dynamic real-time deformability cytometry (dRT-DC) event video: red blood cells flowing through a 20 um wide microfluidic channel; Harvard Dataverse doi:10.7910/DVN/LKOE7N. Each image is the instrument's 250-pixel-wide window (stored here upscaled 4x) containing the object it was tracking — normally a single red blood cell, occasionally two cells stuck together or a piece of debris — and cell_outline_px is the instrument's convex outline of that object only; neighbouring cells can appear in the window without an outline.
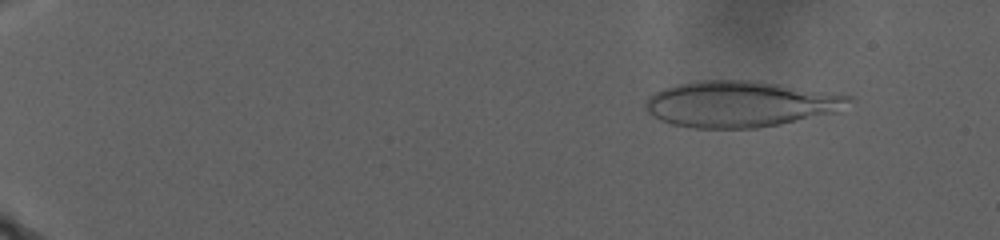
{"species": "human", "species_latin": "Homo sapiens", "temperature_condition": "warm", "stored_images_in_passage": 56, "camera_frame_rate_fps": 3000, "um_per_image_px": 0.085, "donor": {"sex": "male"}, "frame": {"image": 1, "passage_image": 11, "time_ms": 3.333, "image_size_px": [1000, 240], "cell_outline_px": [[856, 100], [840, 112], [780, 124], [756, 128], [696, 128], [672, 124], [660, 120], [648, 112], [644, 108], [644, 104], [656, 92], [664, 88], [676, 84], [696, 80], [752, 80], [852, 96]], "centroid_in_image_um": [62.97, 8.84], "position_along_channel_um": 22.0, "area_um2": 54.62}}
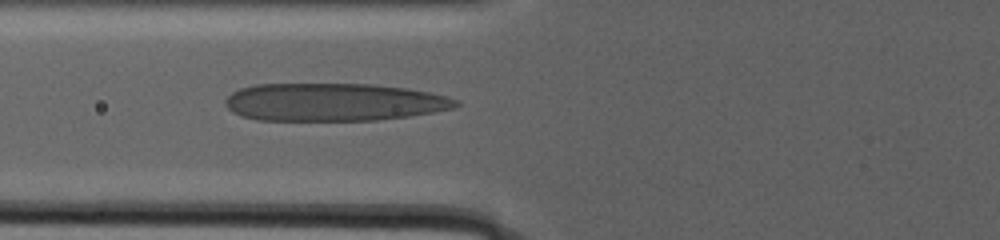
{"frame": {"image": 2, "passage_image": 42, "time_ms": 13.667, "image_size_px": [1000, 240], "cell_outline_px": [[460, 104], [456, 108], [408, 116], [376, 120], [256, 120], [240, 116], [232, 112], [224, 104], [224, 100], [232, 92], [240, 88], [256, 84], [376, 84], [408, 88], [448, 96], [460, 100]], "centroid_in_image_um": [28.37, 8.67], "position_along_channel_um": 97.4, "area_um2": 51.21}}
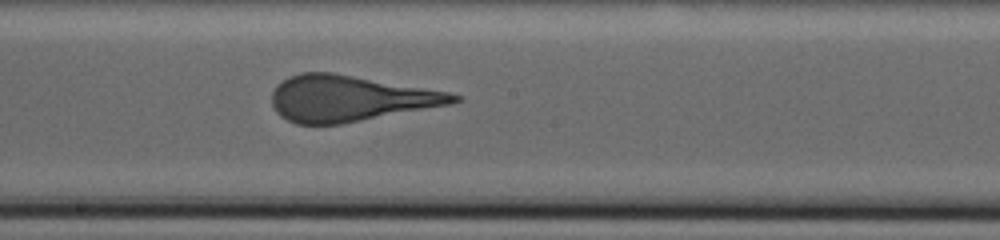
{"frame": {"image": 3, "passage_image": 56, "time_ms": 19.0, "image_size_px": [1000, 240], "cell_outline_px": [[464, 100], [452, 104], [340, 124], [296, 124], [280, 116], [276, 112], [272, 104], [272, 92], [276, 84], [288, 76], [300, 72], [332, 72], [448, 92], [464, 96]], "centroid_in_image_um": [29.72, 8.36], "position_along_channel_um": 218.5, "area_um2": 48.67}}